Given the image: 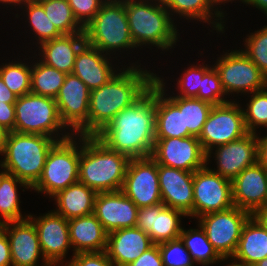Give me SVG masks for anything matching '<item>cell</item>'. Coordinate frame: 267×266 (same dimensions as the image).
I'll use <instances>...</instances> for the list:
<instances>
[{
    "label": "cell",
    "instance_id": "obj_1",
    "mask_svg": "<svg viewBox=\"0 0 267 266\" xmlns=\"http://www.w3.org/2000/svg\"><path fill=\"white\" fill-rule=\"evenodd\" d=\"M156 86L119 112L95 136L108 148L129 158L152 155L155 144Z\"/></svg>",
    "mask_w": 267,
    "mask_h": 266
},
{
    "label": "cell",
    "instance_id": "obj_19",
    "mask_svg": "<svg viewBox=\"0 0 267 266\" xmlns=\"http://www.w3.org/2000/svg\"><path fill=\"white\" fill-rule=\"evenodd\" d=\"M5 232L9 241L12 266H51L43 257L38 233L33 222L26 218L20 221L5 222Z\"/></svg>",
    "mask_w": 267,
    "mask_h": 266
},
{
    "label": "cell",
    "instance_id": "obj_17",
    "mask_svg": "<svg viewBox=\"0 0 267 266\" xmlns=\"http://www.w3.org/2000/svg\"><path fill=\"white\" fill-rule=\"evenodd\" d=\"M214 151L207 153V165L211 154L215 155L213 157L218 169L211 170L222 177L233 180L245 168L258 162L257 134L248 133L236 141L215 147Z\"/></svg>",
    "mask_w": 267,
    "mask_h": 266
},
{
    "label": "cell",
    "instance_id": "obj_27",
    "mask_svg": "<svg viewBox=\"0 0 267 266\" xmlns=\"http://www.w3.org/2000/svg\"><path fill=\"white\" fill-rule=\"evenodd\" d=\"M70 243L73 254L80 252H101L107 247L108 233L92 213L68 220Z\"/></svg>",
    "mask_w": 267,
    "mask_h": 266
},
{
    "label": "cell",
    "instance_id": "obj_43",
    "mask_svg": "<svg viewBox=\"0 0 267 266\" xmlns=\"http://www.w3.org/2000/svg\"><path fill=\"white\" fill-rule=\"evenodd\" d=\"M78 23L85 28L104 3L102 0H67Z\"/></svg>",
    "mask_w": 267,
    "mask_h": 266
},
{
    "label": "cell",
    "instance_id": "obj_16",
    "mask_svg": "<svg viewBox=\"0 0 267 266\" xmlns=\"http://www.w3.org/2000/svg\"><path fill=\"white\" fill-rule=\"evenodd\" d=\"M28 218L37 230L43 257L51 266H63V259L72 247L68 220L53 210L36 218L30 214Z\"/></svg>",
    "mask_w": 267,
    "mask_h": 266
},
{
    "label": "cell",
    "instance_id": "obj_20",
    "mask_svg": "<svg viewBox=\"0 0 267 266\" xmlns=\"http://www.w3.org/2000/svg\"><path fill=\"white\" fill-rule=\"evenodd\" d=\"M182 216L186 217L182 211L163 203L142 207L137 212L136 227L147 233L154 244H159L179 238Z\"/></svg>",
    "mask_w": 267,
    "mask_h": 266
},
{
    "label": "cell",
    "instance_id": "obj_23",
    "mask_svg": "<svg viewBox=\"0 0 267 266\" xmlns=\"http://www.w3.org/2000/svg\"><path fill=\"white\" fill-rule=\"evenodd\" d=\"M153 245L138 227L123 228L108 233L105 252L115 266H128Z\"/></svg>",
    "mask_w": 267,
    "mask_h": 266
},
{
    "label": "cell",
    "instance_id": "obj_40",
    "mask_svg": "<svg viewBox=\"0 0 267 266\" xmlns=\"http://www.w3.org/2000/svg\"><path fill=\"white\" fill-rule=\"evenodd\" d=\"M225 95L220 76L214 66H211L204 74L201 87H199L198 94L195 98L206 101L214 106L230 102L224 99Z\"/></svg>",
    "mask_w": 267,
    "mask_h": 266
},
{
    "label": "cell",
    "instance_id": "obj_15",
    "mask_svg": "<svg viewBox=\"0 0 267 266\" xmlns=\"http://www.w3.org/2000/svg\"><path fill=\"white\" fill-rule=\"evenodd\" d=\"M151 157L157 164L189 172L207 165V154L194 136L155 139Z\"/></svg>",
    "mask_w": 267,
    "mask_h": 266
},
{
    "label": "cell",
    "instance_id": "obj_47",
    "mask_svg": "<svg viewBox=\"0 0 267 266\" xmlns=\"http://www.w3.org/2000/svg\"><path fill=\"white\" fill-rule=\"evenodd\" d=\"M0 266H12L10 245L4 223H0Z\"/></svg>",
    "mask_w": 267,
    "mask_h": 266
},
{
    "label": "cell",
    "instance_id": "obj_31",
    "mask_svg": "<svg viewBox=\"0 0 267 266\" xmlns=\"http://www.w3.org/2000/svg\"><path fill=\"white\" fill-rule=\"evenodd\" d=\"M198 228L185 230L182 227L179 236L193 261L197 264L208 266L209 264L213 265L214 263L228 260V257L222 258L217 253L200 225H198Z\"/></svg>",
    "mask_w": 267,
    "mask_h": 266
},
{
    "label": "cell",
    "instance_id": "obj_14",
    "mask_svg": "<svg viewBox=\"0 0 267 266\" xmlns=\"http://www.w3.org/2000/svg\"><path fill=\"white\" fill-rule=\"evenodd\" d=\"M90 92L80 78L67 74L55 98L63 124L74 135L88 136Z\"/></svg>",
    "mask_w": 267,
    "mask_h": 266
},
{
    "label": "cell",
    "instance_id": "obj_6",
    "mask_svg": "<svg viewBox=\"0 0 267 266\" xmlns=\"http://www.w3.org/2000/svg\"><path fill=\"white\" fill-rule=\"evenodd\" d=\"M84 32L88 45L109 56L122 49L137 48L131 38L124 0L104 2Z\"/></svg>",
    "mask_w": 267,
    "mask_h": 266
},
{
    "label": "cell",
    "instance_id": "obj_38",
    "mask_svg": "<svg viewBox=\"0 0 267 266\" xmlns=\"http://www.w3.org/2000/svg\"><path fill=\"white\" fill-rule=\"evenodd\" d=\"M251 94L247 109H243L244 122L249 133L257 134L258 126L267 128V87Z\"/></svg>",
    "mask_w": 267,
    "mask_h": 266
},
{
    "label": "cell",
    "instance_id": "obj_13",
    "mask_svg": "<svg viewBox=\"0 0 267 266\" xmlns=\"http://www.w3.org/2000/svg\"><path fill=\"white\" fill-rule=\"evenodd\" d=\"M121 191L138 208L162 203L157 162L151 156L130 158Z\"/></svg>",
    "mask_w": 267,
    "mask_h": 266
},
{
    "label": "cell",
    "instance_id": "obj_33",
    "mask_svg": "<svg viewBox=\"0 0 267 266\" xmlns=\"http://www.w3.org/2000/svg\"><path fill=\"white\" fill-rule=\"evenodd\" d=\"M37 61L31 64V93L55 99L67 74Z\"/></svg>",
    "mask_w": 267,
    "mask_h": 266
},
{
    "label": "cell",
    "instance_id": "obj_29",
    "mask_svg": "<svg viewBox=\"0 0 267 266\" xmlns=\"http://www.w3.org/2000/svg\"><path fill=\"white\" fill-rule=\"evenodd\" d=\"M233 259L254 266L267 258V230L252 216L243 226Z\"/></svg>",
    "mask_w": 267,
    "mask_h": 266
},
{
    "label": "cell",
    "instance_id": "obj_35",
    "mask_svg": "<svg viewBox=\"0 0 267 266\" xmlns=\"http://www.w3.org/2000/svg\"><path fill=\"white\" fill-rule=\"evenodd\" d=\"M45 14L62 35L85 33L67 0H37Z\"/></svg>",
    "mask_w": 267,
    "mask_h": 266
},
{
    "label": "cell",
    "instance_id": "obj_11",
    "mask_svg": "<svg viewBox=\"0 0 267 266\" xmlns=\"http://www.w3.org/2000/svg\"><path fill=\"white\" fill-rule=\"evenodd\" d=\"M251 214L236 206L219 212H213L199 217L198 222L212 244L222 257L232 258L234 255L243 226Z\"/></svg>",
    "mask_w": 267,
    "mask_h": 266
},
{
    "label": "cell",
    "instance_id": "obj_53",
    "mask_svg": "<svg viewBox=\"0 0 267 266\" xmlns=\"http://www.w3.org/2000/svg\"><path fill=\"white\" fill-rule=\"evenodd\" d=\"M27 1H30V0H0V3H3L4 5H14V7H15V5H21V4H23V3H25V2H27Z\"/></svg>",
    "mask_w": 267,
    "mask_h": 266
},
{
    "label": "cell",
    "instance_id": "obj_41",
    "mask_svg": "<svg viewBox=\"0 0 267 266\" xmlns=\"http://www.w3.org/2000/svg\"><path fill=\"white\" fill-rule=\"evenodd\" d=\"M163 266H194L191 255L180 238L158 244Z\"/></svg>",
    "mask_w": 267,
    "mask_h": 266
},
{
    "label": "cell",
    "instance_id": "obj_55",
    "mask_svg": "<svg viewBox=\"0 0 267 266\" xmlns=\"http://www.w3.org/2000/svg\"><path fill=\"white\" fill-rule=\"evenodd\" d=\"M234 260V261H233ZM231 261H233V262H231L230 264H228V265H226V266H250V265H247V264H245V263H243V262H238L237 260H235V259H232Z\"/></svg>",
    "mask_w": 267,
    "mask_h": 266
},
{
    "label": "cell",
    "instance_id": "obj_52",
    "mask_svg": "<svg viewBox=\"0 0 267 266\" xmlns=\"http://www.w3.org/2000/svg\"><path fill=\"white\" fill-rule=\"evenodd\" d=\"M9 131L0 125V155H2Z\"/></svg>",
    "mask_w": 267,
    "mask_h": 266
},
{
    "label": "cell",
    "instance_id": "obj_2",
    "mask_svg": "<svg viewBox=\"0 0 267 266\" xmlns=\"http://www.w3.org/2000/svg\"><path fill=\"white\" fill-rule=\"evenodd\" d=\"M134 64V65H132ZM131 63L120 68L106 84L91 90L88 136H95L123 109L133 104L154 83L156 73Z\"/></svg>",
    "mask_w": 267,
    "mask_h": 266
},
{
    "label": "cell",
    "instance_id": "obj_24",
    "mask_svg": "<svg viewBox=\"0 0 267 266\" xmlns=\"http://www.w3.org/2000/svg\"><path fill=\"white\" fill-rule=\"evenodd\" d=\"M106 56L99 49L87 43L79 50L72 74L80 78L91 90L106 84L117 72Z\"/></svg>",
    "mask_w": 267,
    "mask_h": 266
},
{
    "label": "cell",
    "instance_id": "obj_3",
    "mask_svg": "<svg viewBox=\"0 0 267 266\" xmlns=\"http://www.w3.org/2000/svg\"><path fill=\"white\" fill-rule=\"evenodd\" d=\"M129 160L96 136H81L79 181L97 193L121 191Z\"/></svg>",
    "mask_w": 267,
    "mask_h": 266
},
{
    "label": "cell",
    "instance_id": "obj_51",
    "mask_svg": "<svg viewBox=\"0 0 267 266\" xmlns=\"http://www.w3.org/2000/svg\"><path fill=\"white\" fill-rule=\"evenodd\" d=\"M244 4L246 5L248 4L258 8V10H261L262 13H264L267 18V0H245Z\"/></svg>",
    "mask_w": 267,
    "mask_h": 266
},
{
    "label": "cell",
    "instance_id": "obj_8",
    "mask_svg": "<svg viewBox=\"0 0 267 266\" xmlns=\"http://www.w3.org/2000/svg\"><path fill=\"white\" fill-rule=\"evenodd\" d=\"M76 137H79L80 146L76 143ZM80 152L81 136L73 135L66 140L58 141L49 151L42 174L31 189L53 197L79 181Z\"/></svg>",
    "mask_w": 267,
    "mask_h": 266
},
{
    "label": "cell",
    "instance_id": "obj_50",
    "mask_svg": "<svg viewBox=\"0 0 267 266\" xmlns=\"http://www.w3.org/2000/svg\"><path fill=\"white\" fill-rule=\"evenodd\" d=\"M251 216L267 230V205L256 210Z\"/></svg>",
    "mask_w": 267,
    "mask_h": 266
},
{
    "label": "cell",
    "instance_id": "obj_4",
    "mask_svg": "<svg viewBox=\"0 0 267 266\" xmlns=\"http://www.w3.org/2000/svg\"><path fill=\"white\" fill-rule=\"evenodd\" d=\"M124 4L136 47L152 45L162 51L174 48L179 38L177 25L162 0H124Z\"/></svg>",
    "mask_w": 267,
    "mask_h": 266
},
{
    "label": "cell",
    "instance_id": "obj_44",
    "mask_svg": "<svg viewBox=\"0 0 267 266\" xmlns=\"http://www.w3.org/2000/svg\"><path fill=\"white\" fill-rule=\"evenodd\" d=\"M64 266H115L108 258L105 251L101 252H80L70 258Z\"/></svg>",
    "mask_w": 267,
    "mask_h": 266
},
{
    "label": "cell",
    "instance_id": "obj_57",
    "mask_svg": "<svg viewBox=\"0 0 267 266\" xmlns=\"http://www.w3.org/2000/svg\"><path fill=\"white\" fill-rule=\"evenodd\" d=\"M0 167L3 168L2 171H0V181L2 179V177L7 173L6 170L4 169V167L2 166V164L0 163Z\"/></svg>",
    "mask_w": 267,
    "mask_h": 266
},
{
    "label": "cell",
    "instance_id": "obj_12",
    "mask_svg": "<svg viewBox=\"0 0 267 266\" xmlns=\"http://www.w3.org/2000/svg\"><path fill=\"white\" fill-rule=\"evenodd\" d=\"M193 217L232 208V180L222 177L207 165L193 172Z\"/></svg>",
    "mask_w": 267,
    "mask_h": 266
},
{
    "label": "cell",
    "instance_id": "obj_56",
    "mask_svg": "<svg viewBox=\"0 0 267 266\" xmlns=\"http://www.w3.org/2000/svg\"><path fill=\"white\" fill-rule=\"evenodd\" d=\"M254 266H267V258L257 262Z\"/></svg>",
    "mask_w": 267,
    "mask_h": 266
},
{
    "label": "cell",
    "instance_id": "obj_32",
    "mask_svg": "<svg viewBox=\"0 0 267 266\" xmlns=\"http://www.w3.org/2000/svg\"><path fill=\"white\" fill-rule=\"evenodd\" d=\"M17 185L31 189L24 181L9 173H6L0 181V223L20 221L29 217V214L26 216L21 214Z\"/></svg>",
    "mask_w": 267,
    "mask_h": 266
},
{
    "label": "cell",
    "instance_id": "obj_54",
    "mask_svg": "<svg viewBox=\"0 0 267 266\" xmlns=\"http://www.w3.org/2000/svg\"><path fill=\"white\" fill-rule=\"evenodd\" d=\"M211 1L214 3L215 6H217V5H221L223 2H224L223 4L225 5L226 2H229V1L233 2L234 0H211ZM240 1L245 3V0H240Z\"/></svg>",
    "mask_w": 267,
    "mask_h": 266
},
{
    "label": "cell",
    "instance_id": "obj_5",
    "mask_svg": "<svg viewBox=\"0 0 267 266\" xmlns=\"http://www.w3.org/2000/svg\"><path fill=\"white\" fill-rule=\"evenodd\" d=\"M57 142L45 135L9 132L0 162L7 173L31 188L40 178L47 155Z\"/></svg>",
    "mask_w": 267,
    "mask_h": 266
},
{
    "label": "cell",
    "instance_id": "obj_37",
    "mask_svg": "<svg viewBox=\"0 0 267 266\" xmlns=\"http://www.w3.org/2000/svg\"><path fill=\"white\" fill-rule=\"evenodd\" d=\"M31 65L23 62L3 63L0 76L6 86L18 97L31 93Z\"/></svg>",
    "mask_w": 267,
    "mask_h": 266
},
{
    "label": "cell",
    "instance_id": "obj_22",
    "mask_svg": "<svg viewBox=\"0 0 267 266\" xmlns=\"http://www.w3.org/2000/svg\"><path fill=\"white\" fill-rule=\"evenodd\" d=\"M162 203L193 218V172L158 164Z\"/></svg>",
    "mask_w": 267,
    "mask_h": 266
},
{
    "label": "cell",
    "instance_id": "obj_21",
    "mask_svg": "<svg viewBox=\"0 0 267 266\" xmlns=\"http://www.w3.org/2000/svg\"><path fill=\"white\" fill-rule=\"evenodd\" d=\"M233 205L251 215L267 205V170L258 162L232 180Z\"/></svg>",
    "mask_w": 267,
    "mask_h": 266
},
{
    "label": "cell",
    "instance_id": "obj_46",
    "mask_svg": "<svg viewBox=\"0 0 267 266\" xmlns=\"http://www.w3.org/2000/svg\"><path fill=\"white\" fill-rule=\"evenodd\" d=\"M0 125L13 132L15 128V103L0 102Z\"/></svg>",
    "mask_w": 267,
    "mask_h": 266
},
{
    "label": "cell",
    "instance_id": "obj_7",
    "mask_svg": "<svg viewBox=\"0 0 267 266\" xmlns=\"http://www.w3.org/2000/svg\"><path fill=\"white\" fill-rule=\"evenodd\" d=\"M66 129L68 128L61 120L54 98L33 93L17 98L15 102V132L40 134L63 141L74 135L70 131L66 132Z\"/></svg>",
    "mask_w": 267,
    "mask_h": 266
},
{
    "label": "cell",
    "instance_id": "obj_49",
    "mask_svg": "<svg viewBox=\"0 0 267 266\" xmlns=\"http://www.w3.org/2000/svg\"><path fill=\"white\" fill-rule=\"evenodd\" d=\"M17 98L18 96L6 86L0 76V102L15 103Z\"/></svg>",
    "mask_w": 267,
    "mask_h": 266
},
{
    "label": "cell",
    "instance_id": "obj_36",
    "mask_svg": "<svg viewBox=\"0 0 267 266\" xmlns=\"http://www.w3.org/2000/svg\"><path fill=\"white\" fill-rule=\"evenodd\" d=\"M27 14V20L32 31L37 38V45L43 42L61 37L62 34L45 14L43 6L37 0H30L21 5Z\"/></svg>",
    "mask_w": 267,
    "mask_h": 266
},
{
    "label": "cell",
    "instance_id": "obj_28",
    "mask_svg": "<svg viewBox=\"0 0 267 266\" xmlns=\"http://www.w3.org/2000/svg\"><path fill=\"white\" fill-rule=\"evenodd\" d=\"M96 195L95 190L77 181L52 197L58 207L53 211L67 220L92 214Z\"/></svg>",
    "mask_w": 267,
    "mask_h": 266
},
{
    "label": "cell",
    "instance_id": "obj_39",
    "mask_svg": "<svg viewBox=\"0 0 267 266\" xmlns=\"http://www.w3.org/2000/svg\"><path fill=\"white\" fill-rule=\"evenodd\" d=\"M244 43L242 51L267 77V25L250 33Z\"/></svg>",
    "mask_w": 267,
    "mask_h": 266
},
{
    "label": "cell",
    "instance_id": "obj_48",
    "mask_svg": "<svg viewBox=\"0 0 267 266\" xmlns=\"http://www.w3.org/2000/svg\"><path fill=\"white\" fill-rule=\"evenodd\" d=\"M258 142V163L267 170V135L260 137L257 135Z\"/></svg>",
    "mask_w": 267,
    "mask_h": 266
},
{
    "label": "cell",
    "instance_id": "obj_9",
    "mask_svg": "<svg viewBox=\"0 0 267 266\" xmlns=\"http://www.w3.org/2000/svg\"><path fill=\"white\" fill-rule=\"evenodd\" d=\"M218 58L213 66L220 76L226 96L233 93L251 95L267 87V77L242 49L226 52Z\"/></svg>",
    "mask_w": 267,
    "mask_h": 266
},
{
    "label": "cell",
    "instance_id": "obj_30",
    "mask_svg": "<svg viewBox=\"0 0 267 266\" xmlns=\"http://www.w3.org/2000/svg\"><path fill=\"white\" fill-rule=\"evenodd\" d=\"M162 2L169 13L171 12V17H173V14H178L179 17H186L187 20L210 22L208 25L213 24L212 27L217 33L225 32V26L223 25L225 23L223 20L225 14L221 9L218 10V7L215 9V5L211 0H162ZM213 18L215 19L211 20Z\"/></svg>",
    "mask_w": 267,
    "mask_h": 266
},
{
    "label": "cell",
    "instance_id": "obj_42",
    "mask_svg": "<svg viewBox=\"0 0 267 266\" xmlns=\"http://www.w3.org/2000/svg\"><path fill=\"white\" fill-rule=\"evenodd\" d=\"M188 69L183 71L184 74H181L180 79L178 78L177 89L180 96L183 98H195L198 94L199 87L202 84V78L204 74L211 68L207 65H191L187 67Z\"/></svg>",
    "mask_w": 267,
    "mask_h": 266
},
{
    "label": "cell",
    "instance_id": "obj_58",
    "mask_svg": "<svg viewBox=\"0 0 267 266\" xmlns=\"http://www.w3.org/2000/svg\"><path fill=\"white\" fill-rule=\"evenodd\" d=\"M103 2H115V1H118V0H102Z\"/></svg>",
    "mask_w": 267,
    "mask_h": 266
},
{
    "label": "cell",
    "instance_id": "obj_10",
    "mask_svg": "<svg viewBox=\"0 0 267 266\" xmlns=\"http://www.w3.org/2000/svg\"><path fill=\"white\" fill-rule=\"evenodd\" d=\"M248 133L243 109L240 104L230 101L212 107L198 139L207 154L215 147L236 141Z\"/></svg>",
    "mask_w": 267,
    "mask_h": 266
},
{
    "label": "cell",
    "instance_id": "obj_45",
    "mask_svg": "<svg viewBox=\"0 0 267 266\" xmlns=\"http://www.w3.org/2000/svg\"><path fill=\"white\" fill-rule=\"evenodd\" d=\"M128 266H163L158 244H154Z\"/></svg>",
    "mask_w": 267,
    "mask_h": 266
},
{
    "label": "cell",
    "instance_id": "obj_25",
    "mask_svg": "<svg viewBox=\"0 0 267 266\" xmlns=\"http://www.w3.org/2000/svg\"><path fill=\"white\" fill-rule=\"evenodd\" d=\"M85 44V33L62 35L38 46L40 50L38 55L42 56L39 59L58 71L72 74L76 56Z\"/></svg>",
    "mask_w": 267,
    "mask_h": 266
},
{
    "label": "cell",
    "instance_id": "obj_18",
    "mask_svg": "<svg viewBox=\"0 0 267 266\" xmlns=\"http://www.w3.org/2000/svg\"><path fill=\"white\" fill-rule=\"evenodd\" d=\"M138 207L122 192H98L93 214L107 233L136 227Z\"/></svg>",
    "mask_w": 267,
    "mask_h": 266
},
{
    "label": "cell",
    "instance_id": "obj_34",
    "mask_svg": "<svg viewBox=\"0 0 267 266\" xmlns=\"http://www.w3.org/2000/svg\"><path fill=\"white\" fill-rule=\"evenodd\" d=\"M179 110H183L184 129L191 136L199 137L203 125L213 107L212 104L198 98L167 97Z\"/></svg>",
    "mask_w": 267,
    "mask_h": 266
},
{
    "label": "cell",
    "instance_id": "obj_26",
    "mask_svg": "<svg viewBox=\"0 0 267 266\" xmlns=\"http://www.w3.org/2000/svg\"><path fill=\"white\" fill-rule=\"evenodd\" d=\"M156 86V124L155 139L185 138L191 136L184 129L183 110H179L166 96L164 79L155 76Z\"/></svg>",
    "mask_w": 267,
    "mask_h": 266
}]
</instances>
